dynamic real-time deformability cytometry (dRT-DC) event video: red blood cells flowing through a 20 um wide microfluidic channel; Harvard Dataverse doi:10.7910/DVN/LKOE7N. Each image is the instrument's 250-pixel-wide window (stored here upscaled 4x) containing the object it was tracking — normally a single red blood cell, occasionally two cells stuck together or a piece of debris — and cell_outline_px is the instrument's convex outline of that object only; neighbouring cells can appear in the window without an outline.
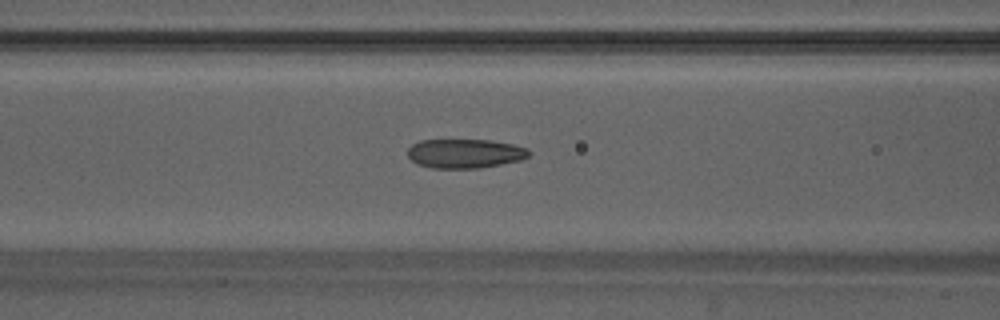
{"species": "Egyptian fruit bat (a non-hibernating species)", "species_latin": "Rousettus aegyptiacus", "temperature_condition": "warm", "stored_images_in_passage": 36, "camera_frame_rate_fps": 3000, "um_per_image_px": 0.085, "animal": {"sex": "male"}, "frame": {"image": 1, "passage_image": 11, "time_ms": 3.333, "image_size_px": [1000, 320], "cell_outline_px": [[532, 152], [528, 156], [520, 160], [480, 168], [432, 168], [416, 164], [408, 156], [408, 148], [412, 144], [420, 140], [488, 140], [512, 144], [528, 148]], "centroid_in_image_um": [39.51, 13.05], "position_along_channel_um": 127.1, "area_um2": 20.63}}